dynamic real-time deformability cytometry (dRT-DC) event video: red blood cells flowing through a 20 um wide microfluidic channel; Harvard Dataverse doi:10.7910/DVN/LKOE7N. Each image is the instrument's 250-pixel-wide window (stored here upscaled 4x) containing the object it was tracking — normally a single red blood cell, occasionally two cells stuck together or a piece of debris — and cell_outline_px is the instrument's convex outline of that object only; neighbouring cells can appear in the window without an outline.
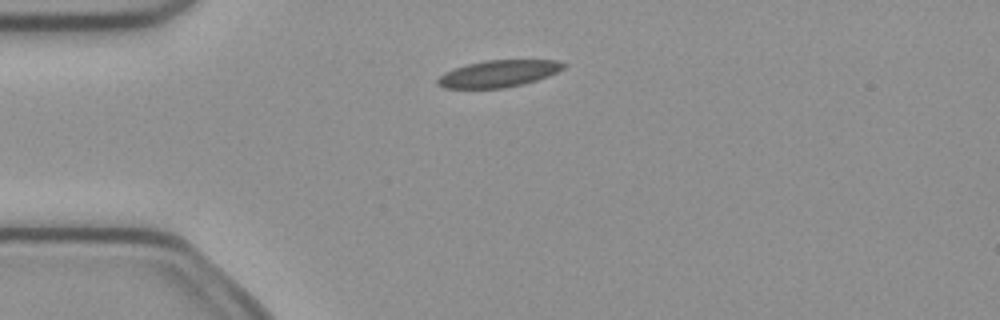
{"species": "common noctule bat (a hibernating species)", "species_latin": "Nyctalus noctula", "temperature_condition": "cold", "stored_images_in_passage": 3, "camera_frame_rate_fps": 3000, "um_per_image_px": 0.085, "animal": {"sex": "female", "body_mass_g": 21.9}, "frame": {"image": 1, "passage_image": 1, "time_ms": 0.0, "image_size_px": [1000, 320], "cell_outline_px": [[568, 64], [564, 68], [548, 76], [524, 84], [504, 88], [444, 88], [436, 84], [436, 80], [444, 72], [468, 64], [484, 60], [556, 60]], "centroid_in_image_um": [42.37, 6.26], "position_along_channel_um": 42.6, "area_um2": 19.71}}